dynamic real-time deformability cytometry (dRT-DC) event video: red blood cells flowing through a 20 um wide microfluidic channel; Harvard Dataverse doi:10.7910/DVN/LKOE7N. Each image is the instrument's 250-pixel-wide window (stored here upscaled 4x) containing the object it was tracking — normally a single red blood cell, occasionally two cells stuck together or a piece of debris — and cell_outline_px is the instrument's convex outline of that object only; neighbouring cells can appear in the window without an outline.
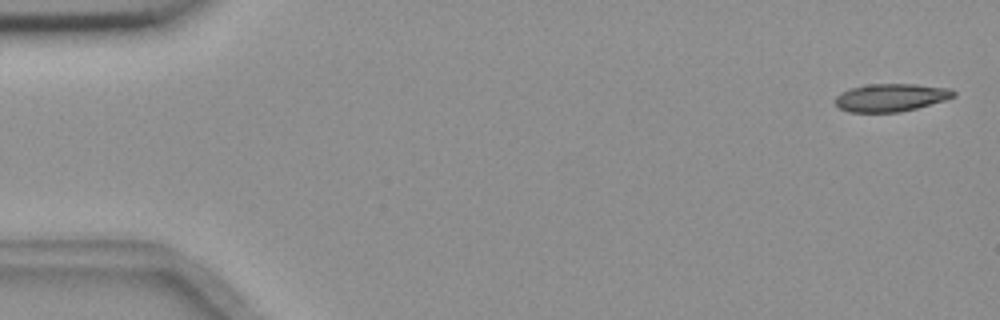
{"species": "common noctule bat (a hibernating species)", "species_latin": "Nyctalus noctula", "temperature_condition": "room temperature", "stored_images_in_passage": 55, "camera_frame_rate_fps": 3000, "um_per_image_px": 0.085, "animal": {"sex": "female", "body_mass_g": 18.4}, "frame": {"image": 1, "passage_image": 2, "time_ms": 0.333, "image_size_px": [1000, 320], "cell_outline_px": [[956, 96], [944, 100], [916, 108], [900, 112], [848, 112], [840, 108], [836, 104], [836, 96], [840, 92], [852, 88], [868, 84], [916, 84], [952, 88], [956, 92]], "centroid_in_image_um": [75.75, 8.28], "position_along_channel_um": 9.3, "area_um2": 19.19}}
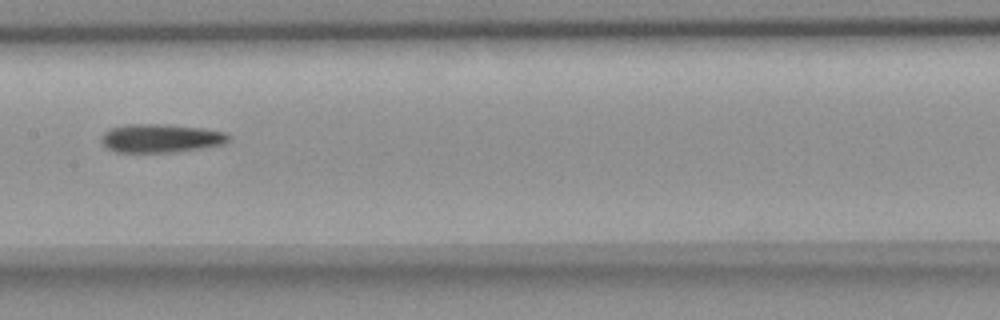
{"frame": {"image": 2, "passage_image": 28, "time_ms": 9.0, "image_size_px": [1000, 320], "cell_outline_px": [[232, 136], [224, 144], [204, 148], [176, 152], [116, 152], [108, 148], [100, 140], [100, 136], [108, 128], [128, 124], [164, 124], [204, 128], [224, 132]], "centroid_in_image_um": [13.67, 11.75], "position_along_channel_um": 193.7, "area_um2": 21.39}}
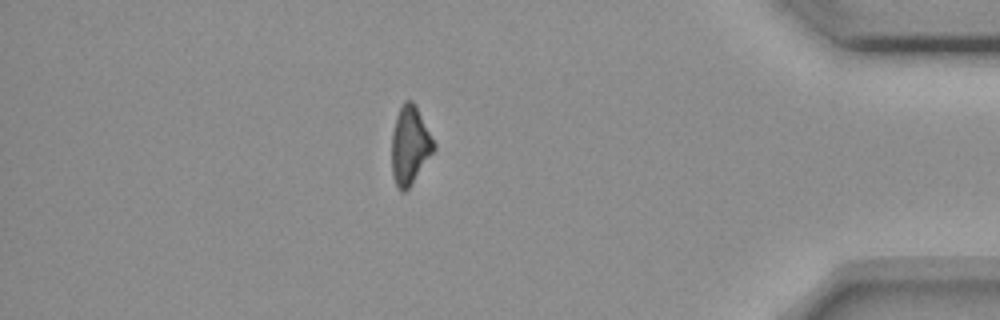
{"frame": {"image": 3, "passage_image": 48, "time_ms": 15.667, "image_size_px": [1000, 320], "cell_outline_px": [[436, 148], [408, 188], [404, 192], [400, 192], [392, 176], [392, 132], [396, 116], [404, 100], [412, 100], [416, 104], [436, 144]], "centroid_in_image_um": [34.84, 12.32], "position_along_channel_um": 400.4, "area_um2": 19.19}, "authors_computed_cell_mechanics": {"area_um2": 20.2878, "velocity_mm_per_s": 3.677, "shape_relaxation_time_tau1_ms": 6.519, "shape_relaxation_time_tau2_ms": null, "deformation_change_tau1": 0.154, "deformation_change_tau2": null}}